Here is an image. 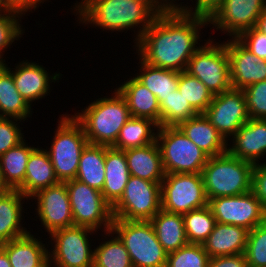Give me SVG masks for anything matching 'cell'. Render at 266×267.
I'll return each instance as SVG.
<instances>
[{
    "label": "cell",
    "mask_w": 266,
    "mask_h": 267,
    "mask_svg": "<svg viewBox=\"0 0 266 267\" xmlns=\"http://www.w3.org/2000/svg\"><path fill=\"white\" fill-rule=\"evenodd\" d=\"M14 11H11L8 6L4 3V0H0V16L4 14H14Z\"/></svg>",
    "instance_id": "51"
},
{
    "label": "cell",
    "mask_w": 266,
    "mask_h": 267,
    "mask_svg": "<svg viewBox=\"0 0 266 267\" xmlns=\"http://www.w3.org/2000/svg\"><path fill=\"white\" fill-rule=\"evenodd\" d=\"M110 97L98 98L72 114L90 144L112 147L121 128L131 117L126 100L115 89Z\"/></svg>",
    "instance_id": "3"
},
{
    "label": "cell",
    "mask_w": 266,
    "mask_h": 267,
    "mask_svg": "<svg viewBox=\"0 0 266 267\" xmlns=\"http://www.w3.org/2000/svg\"><path fill=\"white\" fill-rule=\"evenodd\" d=\"M249 231L237 225L216 223L202 245L210 258L241 254L245 252Z\"/></svg>",
    "instance_id": "21"
},
{
    "label": "cell",
    "mask_w": 266,
    "mask_h": 267,
    "mask_svg": "<svg viewBox=\"0 0 266 267\" xmlns=\"http://www.w3.org/2000/svg\"><path fill=\"white\" fill-rule=\"evenodd\" d=\"M16 118L0 117V156L25 140Z\"/></svg>",
    "instance_id": "42"
},
{
    "label": "cell",
    "mask_w": 266,
    "mask_h": 267,
    "mask_svg": "<svg viewBox=\"0 0 266 267\" xmlns=\"http://www.w3.org/2000/svg\"><path fill=\"white\" fill-rule=\"evenodd\" d=\"M158 127L159 125L151 119L130 117L121 128L112 147L124 151L154 143L156 142Z\"/></svg>",
    "instance_id": "31"
},
{
    "label": "cell",
    "mask_w": 266,
    "mask_h": 267,
    "mask_svg": "<svg viewBox=\"0 0 266 267\" xmlns=\"http://www.w3.org/2000/svg\"><path fill=\"white\" fill-rule=\"evenodd\" d=\"M0 267H11L9 258L5 250L0 246Z\"/></svg>",
    "instance_id": "50"
},
{
    "label": "cell",
    "mask_w": 266,
    "mask_h": 267,
    "mask_svg": "<svg viewBox=\"0 0 266 267\" xmlns=\"http://www.w3.org/2000/svg\"><path fill=\"white\" fill-rule=\"evenodd\" d=\"M245 48L259 58L266 60V35L255 27L242 32L236 38Z\"/></svg>",
    "instance_id": "43"
},
{
    "label": "cell",
    "mask_w": 266,
    "mask_h": 267,
    "mask_svg": "<svg viewBox=\"0 0 266 267\" xmlns=\"http://www.w3.org/2000/svg\"><path fill=\"white\" fill-rule=\"evenodd\" d=\"M48 0H4V3L8 6L11 11L24 15L32 9H37L40 3H44Z\"/></svg>",
    "instance_id": "47"
},
{
    "label": "cell",
    "mask_w": 266,
    "mask_h": 267,
    "mask_svg": "<svg viewBox=\"0 0 266 267\" xmlns=\"http://www.w3.org/2000/svg\"><path fill=\"white\" fill-rule=\"evenodd\" d=\"M94 229L84 226H71L50 234L53 251H48L55 267H93L94 249L89 243ZM89 238V239H88Z\"/></svg>",
    "instance_id": "12"
},
{
    "label": "cell",
    "mask_w": 266,
    "mask_h": 267,
    "mask_svg": "<svg viewBox=\"0 0 266 267\" xmlns=\"http://www.w3.org/2000/svg\"><path fill=\"white\" fill-rule=\"evenodd\" d=\"M25 142L26 140L0 156L2 177L10 190H17L23 184L29 156L36 148Z\"/></svg>",
    "instance_id": "32"
},
{
    "label": "cell",
    "mask_w": 266,
    "mask_h": 267,
    "mask_svg": "<svg viewBox=\"0 0 266 267\" xmlns=\"http://www.w3.org/2000/svg\"><path fill=\"white\" fill-rule=\"evenodd\" d=\"M252 192L266 209V162L254 165L252 172Z\"/></svg>",
    "instance_id": "44"
},
{
    "label": "cell",
    "mask_w": 266,
    "mask_h": 267,
    "mask_svg": "<svg viewBox=\"0 0 266 267\" xmlns=\"http://www.w3.org/2000/svg\"><path fill=\"white\" fill-rule=\"evenodd\" d=\"M165 174L202 173L209 156L178 126H159L156 136Z\"/></svg>",
    "instance_id": "7"
},
{
    "label": "cell",
    "mask_w": 266,
    "mask_h": 267,
    "mask_svg": "<svg viewBox=\"0 0 266 267\" xmlns=\"http://www.w3.org/2000/svg\"><path fill=\"white\" fill-rule=\"evenodd\" d=\"M250 119H266V80L243 89Z\"/></svg>",
    "instance_id": "41"
},
{
    "label": "cell",
    "mask_w": 266,
    "mask_h": 267,
    "mask_svg": "<svg viewBox=\"0 0 266 267\" xmlns=\"http://www.w3.org/2000/svg\"><path fill=\"white\" fill-rule=\"evenodd\" d=\"M61 114L50 148H46L59 182L76 178L80 156L89 143L82 126L72 115Z\"/></svg>",
    "instance_id": "5"
},
{
    "label": "cell",
    "mask_w": 266,
    "mask_h": 267,
    "mask_svg": "<svg viewBox=\"0 0 266 267\" xmlns=\"http://www.w3.org/2000/svg\"><path fill=\"white\" fill-rule=\"evenodd\" d=\"M4 65V63L0 62V68Z\"/></svg>",
    "instance_id": "54"
},
{
    "label": "cell",
    "mask_w": 266,
    "mask_h": 267,
    "mask_svg": "<svg viewBox=\"0 0 266 267\" xmlns=\"http://www.w3.org/2000/svg\"><path fill=\"white\" fill-rule=\"evenodd\" d=\"M104 235L110 239L100 242L94 248L93 267H133L129 253L119 237L116 234L114 237L111 230L105 231Z\"/></svg>",
    "instance_id": "34"
},
{
    "label": "cell",
    "mask_w": 266,
    "mask_h": 267,
    "mask_svg": "<svg viewBox=\"0 0 266 267\" xmlns=\"http://www.w3.org/2000/svg\"><path fill=\"white\" fill-rule=\"evenodd\" d=\"M197 113H204L213 99V93L196 77L179 72L178 88Z\"/></svg>",
    "instance_id": "36"
},
{
    "label": "cell",
    "mask_w": 266,
    "mask_h": 267,
    "mask_svg": "<svg viewBox=\"0 0 266 267\" xmlns=\"http://www.w3.org/2000/svg\"><path fill=\"white\" fill-rule=\"evenodd\" d=\"M129 173L151 182H162L165 172L157 142L124 150Z\"/></svg>",
    "instance_id": "26"
},
{
    "label": "cell",
    "mask_w": 266,
    "mask_h": 267,
    "mask_svg": "<svg viewBox=\"0 0 266 267\" xmlns=\"http://www.w3.org/2000/svg\"><path fill=\"white\" fill-rule=\"evenodd\" d=\"M182 217L189 244H203L217 223L208 205L185 213Z\"/></svg>",
    "instance_id": "35"
},
{
    "label": "cell",
    "mask_w": 266,
    "mask_h": 267,
    "mask_svg": "<svg viewBox=\"0 0 266 267\" xmlns=\"http://www.w3.org/2000/svg\"><path fill=\"white\" fill-rule=\"evenodd\" d=\"M161 182L130 176L120 200L112 207L114 219L150 221L161 210Z\"/></svg>",
    "instance_id": "11"
},
{
    "label": "cell",
    "mask_w": 266,
    "mask_h": 267,
    "mask_svg": "<svg viewBox=\"0 0 266 267\" xmlns=\"http://www.w3.org/2000/svg\"><path fill=\"white\" fill-rule=\"evenodd\" d=\"M153 7L159 14H174V13H187V14H195L197 15V0L195 1V7H188L184 2H180L179 4L176 0H150ZM179 1V0H178ZM192 1V0H191Z\"/></svg>",
    "instance_id": "45"
},
{
    "label": "cell",
    "mask_w": 266,
    "mask_h": 267,
    "mask_svg": "<svg viewBox=\"0 0 266 267\" xmlns=\"http://www.w3.org/2000/svg\"><path fill=\"white\" fill-rule=\"evenodd\" d=\"M161 209L185 214L208 205L201 173H169L161 182Z\"/></svg>",
    "instance_id": "10"
},
{
    "label": "cell",
    "mask_w": 266,
    "mask_h": 267,
    "mask_svg": "<svg viewBox=\"0 0 266 267\" xmlns=\"http://www.w3.org/2000/svg\"><path fill=\"white\" fill-rule=\"evenodd\" d=\"M139 64V74H135V77L156 96L159 104L177 90L179 72L151 66L140 57Z\"/></svg>",
    "instance_id": "33"
},
{
    "label": "cell",
    "mask_w": 266,
    "mask_h": 267,
    "mask_svg": "<svg viewBox=\"0 0 266 267\" xmlns=\"http://www.w3.org/2000/svg\"><path fill=\"white\" fill-rule=\"evenodd\" d=\"M31 107L18 92L10 67L4 63L0 68V117L25 121L32 116Z\"/></svg>",
    "instance_id": "29"
},
{
    "label": "cell",
    "mask_w": 266,
    "mask_h": 267,
    "mask_svg": "<svg viewBox=\"0 0 266 267\" xmlns=\"http://www.w3.org/2000/svg\"><path fill=\"white\" fill-rule=\"evenodd\" d=\"M23 15L15 12L14 14H4L0 16V62L5 63L3 52L12 45L16 40H19L25 30L22 28L21 18Z\"/></svg>",
    "instance_id": "40"
},
{
    "label": "cell",
    "mask_w": 266,
    "mask_h": 267,
    "mask_svg": "<svg viewBox=\"0 0 266 267\" xmlns=\"http://www.w3.org/2000/svg\"><path fill=\"white\" fill-rule=\"evenodd\" d=\"M255 28L266 35V7L258 18Z\"/></svg>",
    "instance_id": "49"
},
{
    "label": "cell",
    "mask_w": 266,
    "mask_h": 267,
    "mask_svg": "<svg viewBox=\"0 0 266 267\" xmlns=\"http://www.w3.org/2000/svg\"><path fill=\"white\" fill-rule=\"evenodd\" d=\"M229 140V155L258 164L266 155V119H249Z\"/></svg>",
    "instance_id": "18"
},
{
    "label": "cell",
    "mask_w": 266,
    "mask_h": 267,
    "mask_svg": "<svg viewBox=\"0 0 266 267\" xmlns=\"http://www.w3.org/2000/svg\"><path fill=\"white\" fill-rule=\"evenodd\" d=\"M204 41L190 58L186 72L216 95L232 88L228 52L224 42L214 43L213 38Z\"/></svg>",
    "instance_id": "8"
},
{
    "label": "cell",
    "mask_w": 266,
    "mask_h": 267,
    "mask_svg": "<svg viewBox=\"0 0 266 267\" xmlns=\"http://www.w3.org/2000/svg\"><path fill=\"white\" fill-rule=\"evenodd\" d=\"M128 79L115 89L126 100L131 117L148 118L160 126V104L156 96L135 76Z\"/></svg>",
    "instance_id": "23"
},
{
    "label": "cell",
    "mask_w": 266,
    "mask_h": 267,
    "mask_svg": "<svg viewBox=\"0 0 266 267\" xmlns=\"http://www.w3.org/2000/svg\"><path fill=\"white\" fill-rule=\"evenodd\" d=\"M157 239L163 249L173 252L189 244L182 214L160 210L151 220Z\"/></svg>",
    "instance_id": "28"
},
{
    "label": "cell",
    "mask_w": 266,
    "mask_h": 267,
    "mask_svg": "<svg viewBox=\"0 0 266 267\" xmlns=\"http://www.w3.org/2000/svg\"><path fill=\"white\" fill-rule=\"evenodd\" d=\"M224 43L229 57L232 88L243 90L251 84L266 80V60L251 53L236 38H230Z\"/></svg>",
    "instance_id": "17"
},
{
    "label": "cell",
    "mask_w": 266,
    "mask_h": 267,
    "mask_svg": "<svg viewBox=\"0 0 266 267\" xmlns=\"http://www.w3.org/2000/svg\"><path fill=\"white\" fill-rule=\"evenodd\" d=\"M19 64V65H18ZM15 70H11L15 86L20 95L31 106L36 100L45 98L50 92V83L55 82L61 78L60 72L50 74L42 65L28 60L18 63Z\"/></svg>",
    "instance_id": "19"
},
{
    "label": "cell",
    "mask_w": 266,
    "mask_h": 267,
    "mask_svg": "<svg viewBox=\"0 0 266 267\" xmlns=\"http://www.w3.org/2000/svg\"><path fill=\"white\" fill-rule=\"evenodd\" d=\"M244 254L248 267H266V220L249 231Z\"/></svg>",
    "instance_id": "39"
},
{
    "label": "cell",
    "mask_w": 266,
    "mask_h": 267,
    "mask_svg": "<svg viewBox=\"0 0 266 267\" xmlns=\"http://www.w3.org/2000/svg\"><path fill=\"white\" fill-rule=\"evenodd\" d=\"M208 206L217 223L237 225L252 230L266 220V209L252 191L236 196L209 199Z\"/></svg>",
    "instance_id": "13"
},
{
    "label": "cell",
    "mask_w": 266,
    "mask_h": 267,
    "mask_svg": "<svg viewBox=\"0 0 266 267\" xmlns=\"http://www.w3.org/2000/svg\"><path fill=\"white\" fill-rule=\"evenodd\" d=\"M253 168L254 164L227 152L209 157L201 173L207 200L252 191Z\"/></svg>",
    "instance_id": "4"
},
{
    "label": "cell",
    "mask_w": 266,
    "mask_h": 267,
    "mask_svg": "<svg viewBox=\"0 0 266 267\" xmlns=\"http://www.w3.org/2000/svg\"><path fill=\"white\" fill-rule=\"evenodd\" d=\"M59 183L46 149L37 146L29 156L24 182L17 190L30 199L39 190Z\"/></svg>",
    "instance_id": "22"
},
{
    "label": "cell",
    "mask_w": 266,
    "mask_h": 267,
    "mask_svg": "<svg viewBox=\"0 0 266 267\" xmlns=\"http://www.w3.org/2000/svg\"><path fill=\"white\" fill-rule=\"evenodd\" d=\"M66 184L75 226H84L95 231L111 230L112 206L103 198L101 191L76 179Z\"/></svg>",
    "instance_id": "9"
},
{
    "label": "cell",
    "mask_w": 266,
    "mask_h": 267,
    "mask_svg": "<svg viewBox=\"0 0 266 267\" xmlns=\"http://www.w3.org/2000/svg\"><path fill=\"white\" fill-rule=\"evenodd\" d=\"M25 199L27 201L30 200L18 190H9L6 193L0 194V244L30 232L21 224V220H24L22 214L25 213L23 211Z\"/></svg>",
    "instance_id": "24"
},
{
    "label": "cell",
    "mask_w": 266,
    "mask_h": 267,
    "mask_svg": "<svg viewBox=\"0 0 266 267\" xmlns=\"http://www.w3.org/2000/svg\"><path fill=\"white\" fill-rule=\"evenodd\" d=\"M106 146L88 143L83 149L76 180L102 191L105 182Z\"/></svg>",
    "instance_id": "30"
},
{
    "label": "cell",
    "mask_w": 266,
    "mask_h": 267,
    "mask_svg": "<svg viewBox=\"0 0 266 267\" xmlns=\"http://www.w3.org/2000/svg\"><path fill=\"white\" fill-rule=\"evenodd\" d=\"M204 115L228 142L250 119L243 90L231 88L214 95Z\"/></svg>",
    "instance_id": "15"
},
{
    "label": "cell",
    "mask_w": 266,
    "mask_h": 267,
    "mask_svg": "<svg viewBox=\"0 0 266 267\" xmlns=\"http://www.w3.org/2000/svg\"><path fill=\"white\" fill-rule=\"evenodd\" d=\"M111 231L126 247L133 267H165L167 252L150 221L113 219Z\"/></svg>",
    "instance_id": "6"
},
{
    "label": "cell",
    "mask_w": 266,
    "mask_h": 267,
    "mask_svg": "<svg viewBox=\"0 0 266 267\" xmlns=\"http://www.w3.org/2000/svg\"><path fill=\"white\" fill-rule=\"evenodd\" d=\"M37 201L36 214L50 235L52 232L74 226L73 214L65 183L39 190L31 198Z\"/></svg>",
    "instance_id": "16"
},
{
    "label": "cell",
    "mask_w": 266,
    "mask_h": 267,
    "mask_svg": "<svg viewBox=\"0 0 266 267\" xmlns=\"http://www.w3.org/2000/svg\"><path fill=\"white\" fill-rule=\"evenodd\" d=\"M10 189L7 187V185L5 184L3 177H2V172H1V168H0V194L6 193L8 192Z\"/></svg>",
    "instance_id": "52"
},
{
    "label": "cell",
    "mask_w": 266,
    "mask_h": 267,
    "mask_svg": "<svg viewBox=\"0 0 266 267\" xmlns=\"http://www.w3.org/2000/svg\"><path fill=\"white\" fill-rule=\"evenodd\" d=\"M42 242L41 238L29 232L0 246L5 250L11 267H38L49 257V247Z\"/></svg>",
    "instance_id": "27"
},
{
    "label": "cell",
    "mask_w": 266,
    "mask_h": 267,
    "mask_svg": "<svg viewBox=\"0 0 266 267\" xmlns=\"http://www.w3.org/2000/svg\"><path fill=\"white\" fill-rule=\"evenodd\" d=\"M72 8L79 23L85 26L95 25L113 32L136 30L138 27L134 44L159 14L150 0H81Z\"/></svg>",
    "instance_id": "2"
},
{
    "label": "cell",
    "mask_w": 266,
    "mask_h": 267,
    "mask_svg": "<svg viewBox=\"0 0 266 267\" xmlns=\"http://www.w3.org/2000/svg\"><path fill=\"white\" fill-rule=\"evenodd\" d=\"M103 198L113 207L122 197L131 174L123 150L106 146Z\"/></svg>",
    "instance_id": "25"
},
{
    "label": "cell",
    "mask_w": 266,
    "mask_h": 267,
    "mask_svg": "<svg viewBox=\"0 0 266 267\" xmlns=\"http://www.w3.org/2000/svg\"><path fill=\"white\" fill-rule=\"evenodd\" d=\"M207 267H248L244 253L230 256L211 257Z\"/></svg>",
    "instance_id": "46"
},
{
    "label": "cell",
    "mask_w": 266,
    "mask_h": 267,
    "mask_svg": "<svg viewBox=\"0 0 266 267\" xmlns=\"http://www.w3.org/2000/svg\"><path fill=\"white\" fill-rule=\"evenodd\" d=\"M224 0H197V15L209 17Z\"/></svg>",
    "instance_id": "48"
},
{
    "label": "cell",
    "mask_w": 266,
    "mask_h": 267,
    "mask_svg": "<svg viewBox=\"0 0 266 267\" xmlns=\"http://www.w3.org/2000/svg\"><path fill=\"white\" fill-rule=\"evenodd\" d=\"M178 127L209 157L219 156L227 152L229 142L222 137L204 113H198L181 122Z\"/></svg>",
    "instance_id": "20"
},
{
    "label": "cell",
    "mask_w": 266,
    "mask_h": 267,
    "mask_svg": "<svg viewBox=\"0 0 266 267\" xmlns=\"http://www.w3.org/2000/svg\"><path fill=\"white\" fill-rule=\"evenodd\" d=\"M209 259L202 244H187L167 254L165 267H207Z\"/></svg>",
    "instance_id": "38"
},
{
    "label": "cell",
    "mask_w": 266,
    "mask_h": 267,
    "mask_svg": "<svg viewBox=\"0 0 266 267\" xmlns=\"http://www.w3.org/2000/svg\"><path fill=\"white\" fill-rule=\"evenodd\" d=\"M197 114L177 89L160 103V126H178Z\"/></svg>",
    "instance_id": "37"
},
{
    "label": "cell",
    "mask_w": 266,
    "mask_h": 267,
    "mask_svg": "<svg viewBox=\"0 0 266 267\" xmlns=\"http://www.w3.org/2000/svg\"><path fill=\"white\" fill-rule=\"evenodd\" d=\"M207 25L208 17L202 15L158 14L134 45L136 53L151 66L186 71L190 58L201 47L200 31Z\"/></svg>",
    "instance_id": "1"
},
{
    "label": "cell",
    "mask_w": 266,
    "mask_h": 267,
    "mask_svg": "<svg viewBox=\"0 0 266 267\" xmlns=\"http://www.w3.org/2000/svg\"><path fill=\"white\" fill-rule=\"evenodd\" d=\"M50 258L48 257L40 266L38 267H54V264H52Z\"/></svg>",
    "instance_id": "53"
},
{
    "label": "cell",
    "mask_w": 266,
    "mask_h": 267,
    "mask_svg": "<svg viewBox=\"0 0 266 267\" xmlns=\"http://www.w3.org/2000/svg\"><path fill=\"white\" fill-rule=\"evenodd\" d=\"M265 7L266 0H224L208 17V24L230 38H237L256 26Z\"/></svg>",
    "instance_id": "14"
}]
</instances>
